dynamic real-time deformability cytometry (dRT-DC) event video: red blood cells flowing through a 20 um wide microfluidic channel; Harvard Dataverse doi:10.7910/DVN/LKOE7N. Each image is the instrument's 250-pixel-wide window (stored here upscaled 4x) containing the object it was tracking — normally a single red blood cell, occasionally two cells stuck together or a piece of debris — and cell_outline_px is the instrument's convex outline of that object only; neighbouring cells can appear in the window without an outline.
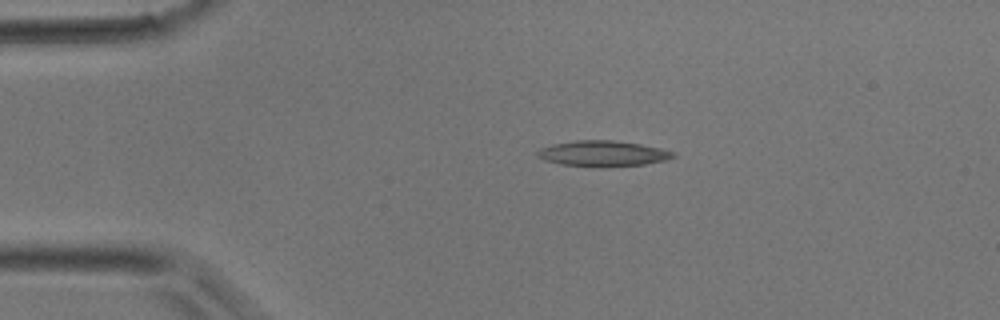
{"species": "common noctule bat (a hibernating species)", "species_latin": "Nyctalus noctula", "temperature_condition": "room temperature", "stored_images_in_passage": 3, "camera_frame_rate_fps": 3000, "um_per_image_px": 0.085, "animal": {"sex": "male", "body_mass_g": 17.9}, "frame": {"image": 1, "passage_image": 2, "time_ms": 2.333, "image_size_px": [1000, 320], "cell_outline_px": [[676, 156], [664, 160], [644, 164], [560, 164], [544, 160], [536, 156], [536, 152], [540, 148], [552, 144], [576, 140], [612, 140], [640, 144], [660, 148], [676, 152]], "centroid_in_image_um": [51.22, 13.0], "position_along_channel_um": 33.8, "area_um2": 19.31}}